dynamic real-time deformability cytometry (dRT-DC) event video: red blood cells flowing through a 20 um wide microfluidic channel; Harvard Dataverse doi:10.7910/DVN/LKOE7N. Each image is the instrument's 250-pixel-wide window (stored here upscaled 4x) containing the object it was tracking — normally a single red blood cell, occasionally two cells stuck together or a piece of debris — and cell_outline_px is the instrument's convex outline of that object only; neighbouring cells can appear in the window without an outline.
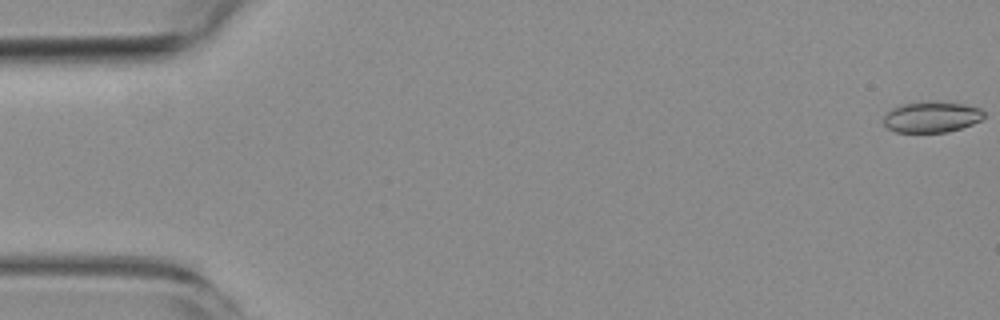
{"species": "common noctule bat (a hibernating species)", "species_latin": "Nyctalus noctula", "temperature_condition": "room temperature", "stored_images_in_passage": 15, "camera_frame_rate_fps": 3000, "um_per_image_px": 0.085, "animal": {"sex": "female", "body_mass_g": 19.3, "forearm_length_mm": 54.1}, "frame": {"image": 1, "passage_image": 1, "time_ms": 0.0, "image_size_px": [1000, 320], "cell_outline_px": [[984, 116], [980, 120], [972, 124], [948, 132], [896, 132], [888, 128], [884, 124], [884, 116], [892, 108], [900, 104], [964, 104], [980, 108], [984, 112]], "centroid_in_image_um": [79.18, 9.99], "position_along_channel_um": 5.8, "area_um2": 17.28}}
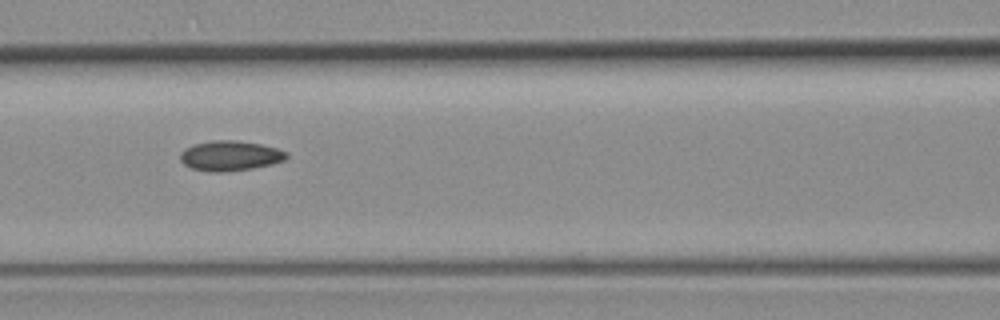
{"frame": {"image": 2, "passage_image": 7, "time_ms": 7.667, "image_size_px": [1000, 320], "cell_outline_px": [[288, 156], [284, 160], [272, 164], [252, 168], [224, 172], [212, 172], [192, 168], [184, 164], [180, 160], [180, 152], [184, 148], [196, 144], [212, 140], [236, 140], [260, 144], [276, 148], [288, 152]], "centroid_in_image_um": [19.55, 13.24], "position_along_channel_um": 147.0, "area_um2": 18.55}}
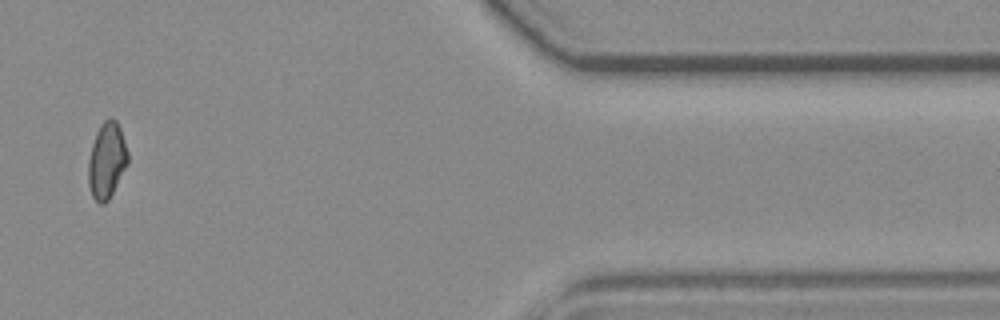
{"frame": {"image": 3, "passage_image": 13, "time_ms": 15.667, "image_size_px": [1000, 320], "cell_outline_px": [[128, 164], [108, 200], [104, 204], [100, 204], [92, 196], [88, 184], [88, 160], [92, 144], [96, 132], [100, 124], [108, 116], [112, 116], [116, 120], [120, 128], [128, 152]], "centroid_in_image_um": [9.07, 13.6], "position_along_channel_um": 402.3, "area_um2": 17.63}, "authors_computed_cell_mechanics": {"area_um2": 17.6868, "velocity_mm_per_s": 3.7946, "shape_relaxation_time_tau1_ms": null, "shape_relaxation_time_tau2_ms": 2.2681, "deformation_change_tau1": null, "deformation_change_tau2": 0.054}}